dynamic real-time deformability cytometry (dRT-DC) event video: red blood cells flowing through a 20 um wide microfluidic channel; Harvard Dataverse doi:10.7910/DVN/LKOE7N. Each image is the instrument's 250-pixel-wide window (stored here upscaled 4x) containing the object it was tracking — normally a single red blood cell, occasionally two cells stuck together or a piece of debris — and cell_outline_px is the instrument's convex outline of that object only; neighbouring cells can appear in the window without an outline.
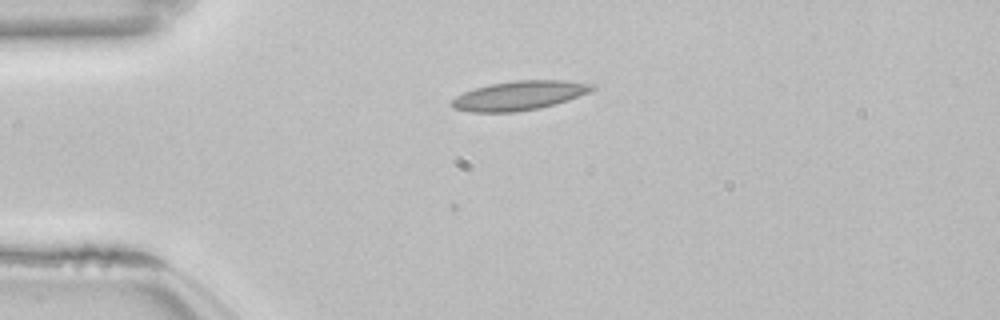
{"species": "common noctule bat (a hibernating species)", "species_latin": "Nyctalus noctula", "temperature_condition": "room temperature", "stored_images_in_passage": 41, "camera_frame_rate_fps": 3000, "um_per_image_px": 0.085, "animal": {"sex": "female", "body_mass_g": 22.7, "forearm_length_mm": 54.2}, "frame": {"image": 1, "passage_image": 1, "time_ms": 0.0, "image_size_px": [1000, 320], "cell_outline_px": [[596, 88], [588, 92], [568, 100], [540, 108], [516, 112], [468, 112], [452, 108], [448, 104], [456, 96], [464, 92], [476, 88], [492, 84], [516, 80], [564, 80], [596, 84]], "centroid_in_image_um": [44.12, 8.13], "position_along_channel_um": 40.9, "area_um2": 23.93}}
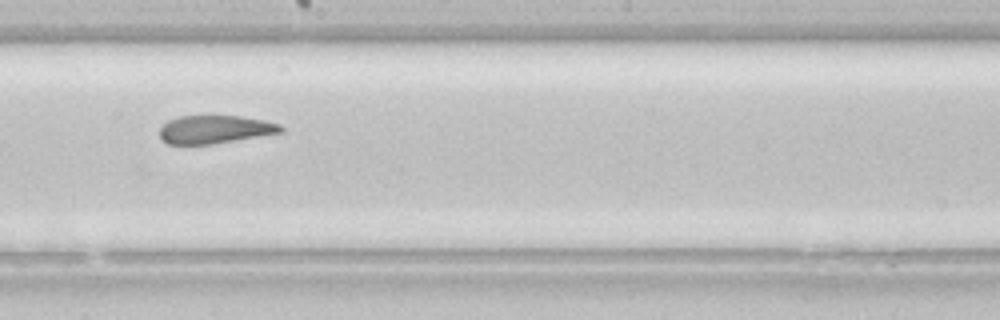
{"frame": {"image": 2, "passage_image": 18, "time_ms": 5.667, "image_size_px": [1000, 320], "cell_outline_px": [[284, 132], [212, 144], [168, 144], [160, 140], [160, 128], [168, 120], [180, 116], [240, 116], [264, 120], [280, 124], [284, 128]], "centroid_in_image_um": [18.27, 11.0], "position_along_channel_um": 229.9, "area_um2": 19.88}}
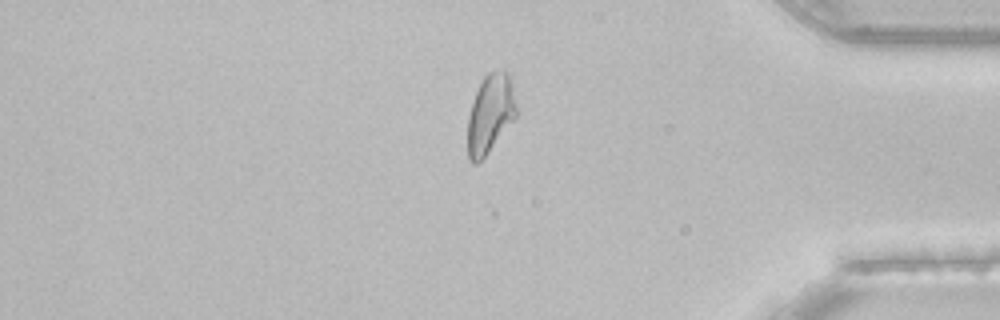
{"frame": {"image": 3, "passage_image": 33, "time_ms": 10.667, "image_size_px": [1000, 320], "cell_outline_px": [[516, 116], [488, 152], [476, 164], [472, 164], [468, 160], [468, 116], [476, 92], [484, 76], [488, 72], [504, 68], [508, 72], [516, 104]], "centroid_in_image_um": [41.66, 9.65], "position_along_channel_um": 393.5, "area_um2": 22.02}, "authors_computed_cell_mechanics": {"area_um2": 22.0218, "velocity_mm_per_s": 3.8362, "shape_relaxation_time_tau1_ms": null, "shape_relaxation_time_tau2_ms": 2.7731, "deformation_change_tau1": null, "deformation_change_tau2": 0.0999}}